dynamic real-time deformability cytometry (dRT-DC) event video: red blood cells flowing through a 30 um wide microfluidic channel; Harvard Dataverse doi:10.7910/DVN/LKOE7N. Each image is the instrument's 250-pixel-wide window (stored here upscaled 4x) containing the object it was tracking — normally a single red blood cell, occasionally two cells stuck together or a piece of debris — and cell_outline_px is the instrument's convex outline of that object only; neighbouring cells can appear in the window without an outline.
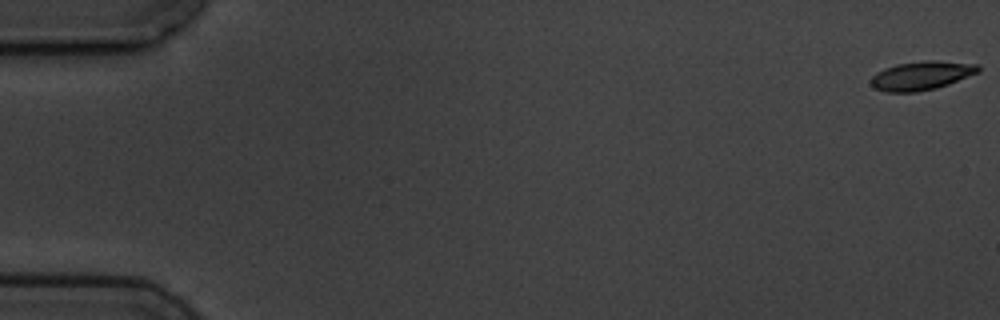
{"species": "common noctule bat (a hibernating species)", "species_latin": "Nyctalus noctula", "temperature_condition": "cold", "stored_images_in_passage": 5, "camera_frame_rate_fps": 3000, "um_per_image_px": 0.085, "animal": {"sex": "male", "body_mass_g": 19.5, "forearm_length_mm": 54.6}, "frame": {"image": 1, "passage_image": 1, "time_ms": 0.0, "image_size_px": [1000, 320], "cell_outline_px": [[980, 72], [948, 84], [936, 88], [916, 92], [884, 92], [876, 88], [872, 84], [872, 76], [876, 72], [884, 68], [896, 64], [928, 60], [936, 60], [980, 64]], "centroid_in_image_um": [78.36, 6.41], "position_along_channel_um": 6.6, "area_um2": 18.03}}
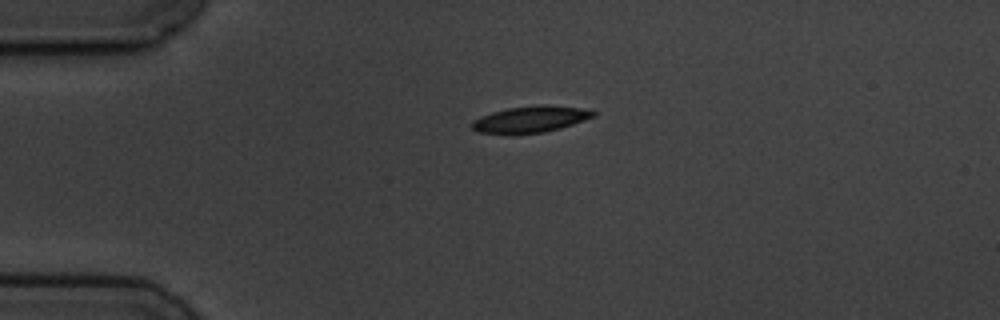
{"frame": {"image": 2, "passage_image": 4, "time_ms": 4.333, "image_size_px": [1000, 320], "cell_outline_px": [[596, 116], [560, 128], [544, 132], [480, 132], [472, 128], [472, 124], [480, 116], [492, 112], [508, 108], [540, 104], [544, 104], [592, 108], [596, 112]], "centroid_in_image_um": [45.23, 10.08], "position_along_channel_um": 39.8, "area_um2": 18.32}}